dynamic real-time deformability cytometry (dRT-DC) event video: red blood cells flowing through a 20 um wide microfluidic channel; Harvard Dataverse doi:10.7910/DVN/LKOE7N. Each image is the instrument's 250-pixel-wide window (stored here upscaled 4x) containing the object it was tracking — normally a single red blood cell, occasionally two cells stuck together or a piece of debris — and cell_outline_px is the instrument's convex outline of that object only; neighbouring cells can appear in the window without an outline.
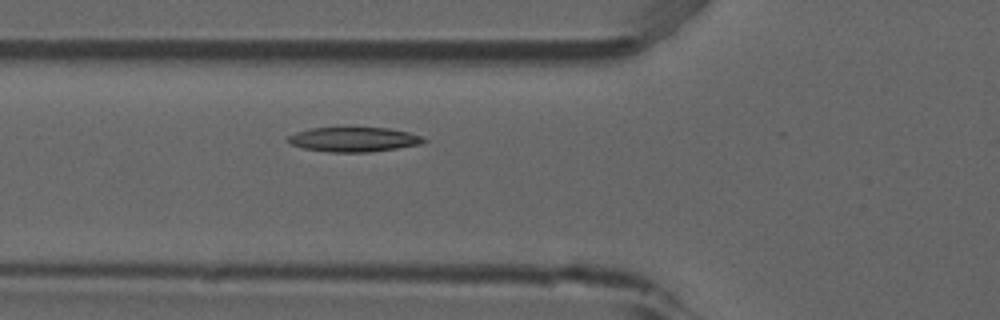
{"species": "common noctule bat (a hibernating species)", "species_latin": "Nyctalus noctula", "temperature_condition": "room temperature", "stored_images_in_passage": 2, "camera_frame_rate_fps": 3000, "um_per_image_px": 0.085, "animal": {"sex": "male", "forearm_length_mm": 52.5}, "frame": {"image": 1, "passage_image": 2, "time_ms": 0.333, "image_size_px": [1000, 320], "cell_outline_px": [[428, 140], [420, 144], [396, 148], [368, 152], [332, 152], [304, 148], [292, 144], [284, 140], [288, 136], [296, 132], [312, 128], [388, 128], [408, 132], [424, 136]], "centroid_in_image_um": [30.08, 11.85], "position_along_channel_um": 95.7, "area_um2": 19.31}}